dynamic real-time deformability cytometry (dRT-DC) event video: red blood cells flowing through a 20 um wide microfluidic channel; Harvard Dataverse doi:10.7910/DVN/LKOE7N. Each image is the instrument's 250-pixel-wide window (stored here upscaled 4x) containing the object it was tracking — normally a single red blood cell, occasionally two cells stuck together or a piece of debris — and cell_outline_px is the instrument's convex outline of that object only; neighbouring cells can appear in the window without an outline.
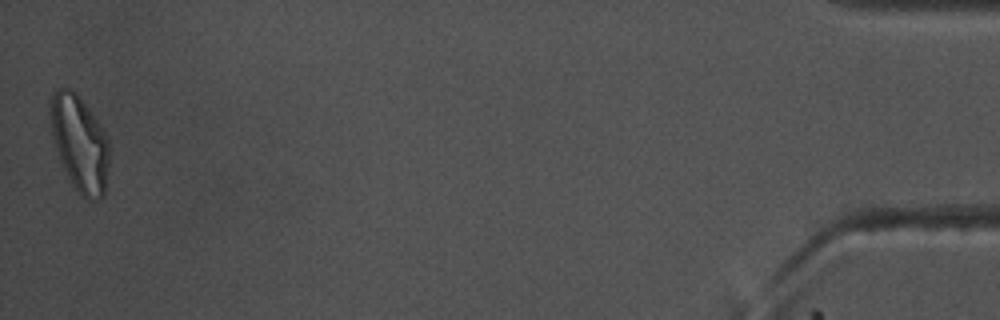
{"species": "common noctule bat (a hibernating species)", "species_latin": "Nyctalus noctula", "temperature_condition": "warm", "stored_images_in_passage": 54, "camera_frame_rate_fps": 3000, "um_per_image_px": 0.085, "animal": {"sex": "male", "body_mass_g": 17.5, "forearm_length_mm": 52.3}, "frame": {"image": 1, "passage_image": 54, "time_ms": 17.667, "image_size_px": [1000, 320], "cell_outline_px": [[108, 164], [104, 196], [100, 200], [88, 200], [80, 196], [72, 184], [60, 160], [56, 148], [52, 132], [48, 112], [48, 108], [52, 92], [56, 88], [68, 88], [76, 92], [96, 120], [104, 132], [108, 140]], "centroid_in_image_um": [6.74, 12.19], "position_along_channel_um": 428.5, "area_um2": 32.77}, "authors_computed_cell_mechanics": {"area_um2": 21.4149, "velocity_mm_per_s": 3.7179, "shape_relaxation_time_tau1_ms": 5.7347, "shape_relaxation_time_tau2_ms": 3.3888, "deformation_change_tau1": 0.2034, "deformation_change_tau2": 0.1182}}